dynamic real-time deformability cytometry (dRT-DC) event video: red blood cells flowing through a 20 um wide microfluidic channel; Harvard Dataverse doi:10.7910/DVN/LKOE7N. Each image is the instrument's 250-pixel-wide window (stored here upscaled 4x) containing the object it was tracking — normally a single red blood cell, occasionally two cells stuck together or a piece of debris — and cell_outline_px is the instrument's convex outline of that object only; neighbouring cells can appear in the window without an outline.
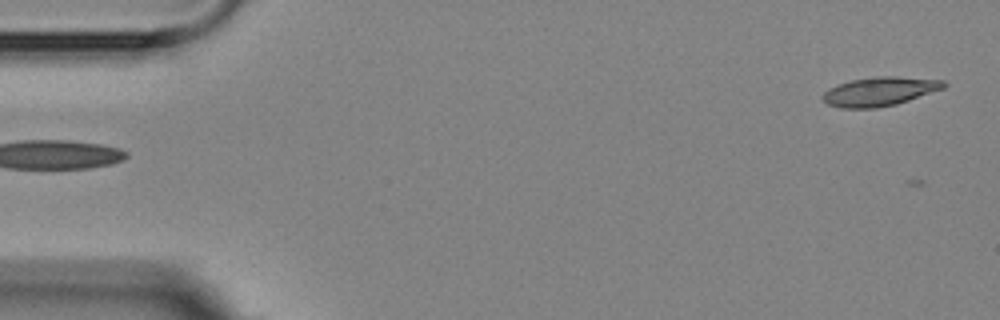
{"species": "Egyptian fruit bat (a non-hibernating species)", "species_latin": "Rousettus aegyptiacus", "temperature_condition": "room temperature", "stored_images_in_passage": 5, "segment_of_instrument_passage": [2, 2], "camera_frame_rate_fps": 3000, "um_per_image_px": 0.085, "animal": {"sex": "female"}, "frame": {"image": 1, "passage_image": 5, "time_ms": 4.667, "image_size_px": [1000, 320], "cell_outline_px": [[948, 84], [944, 88], [896, 104], [876, 108], [840, 108], [828, 104], [820, 96], [828, 88], [852, 80], [876, 76], [896, 76], [944, 80]], "centroid_in_image_um": [74.77, 7.77], "position_along_channel_um": 10.2, "area_um2": 20.35}}